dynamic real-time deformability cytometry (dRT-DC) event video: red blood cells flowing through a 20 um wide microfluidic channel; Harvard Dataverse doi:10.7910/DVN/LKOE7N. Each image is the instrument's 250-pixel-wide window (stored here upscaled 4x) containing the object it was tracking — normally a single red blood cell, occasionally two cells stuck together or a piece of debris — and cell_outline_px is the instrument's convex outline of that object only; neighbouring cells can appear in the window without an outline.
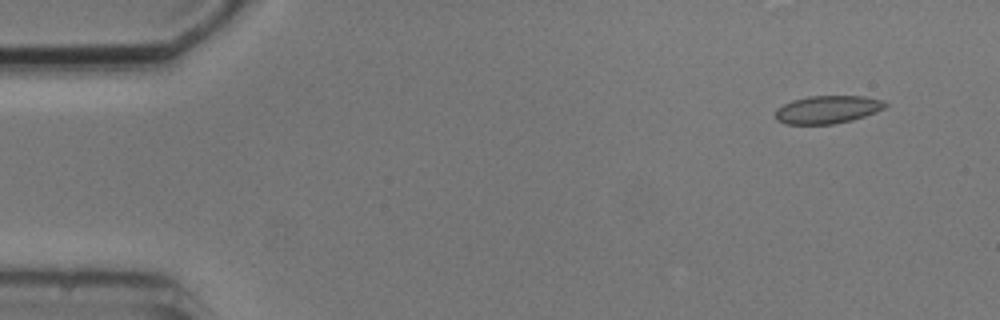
{"species": "common noctule bat (a hibernating species)", "species_latin": "Nyctalus noctula", "temperature_condition": "cold", "stored_images_in_passage": 4, "camera_frame_rate_fps": 3000, "um_per_image_px": 0.085, "animal": {"sex": "male", "body_mass_g": 20.5, "forearm_length_mm": 52.5}, "frame": {"image": 1, "passage_image": 1, "time_ms": 0.0, "image_size_px": [1000, 320], "cell_outline_px": [[888, 104], [884, 108], [876, 112], [852, 120], [832, 124], [784, 124], [776, 120], [776, 108], [792, 100], [808, 96], [864, 96], [884, 100]], "centroid_in_image_um": [70.34, 9.31], "position_along_channel_um": 14.7, "area_um2": 17.92}}
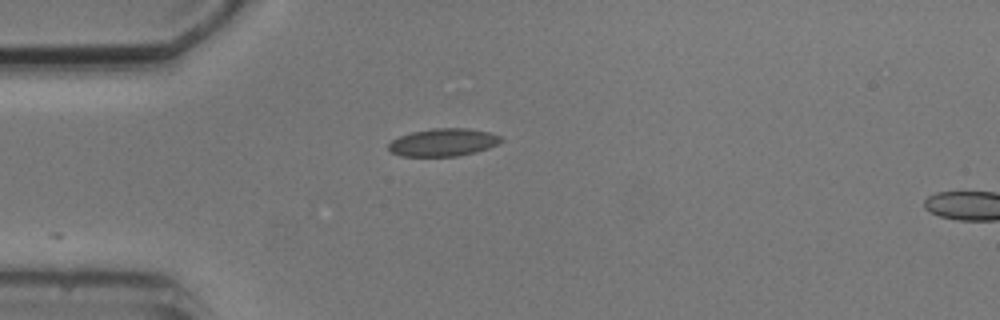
{"frame": {"image": 2, "passage_image": 4, "time_ms": 3.333, "image_size_px": [1000, 320], "cell_outline_px": [[504, 140], [488, 148], [476, 152], [460, 156], [400, 156], [392, 152], [388, 148], [388, 144], [392, 140], [400, 136], [412, 132], [432, 128], [468, 128], [488, 132], [500, 136]], "centroid_in_image_um": [37.67, 12.1], "position_along_channel_um": 47.3, "area_um2": 18.15}}